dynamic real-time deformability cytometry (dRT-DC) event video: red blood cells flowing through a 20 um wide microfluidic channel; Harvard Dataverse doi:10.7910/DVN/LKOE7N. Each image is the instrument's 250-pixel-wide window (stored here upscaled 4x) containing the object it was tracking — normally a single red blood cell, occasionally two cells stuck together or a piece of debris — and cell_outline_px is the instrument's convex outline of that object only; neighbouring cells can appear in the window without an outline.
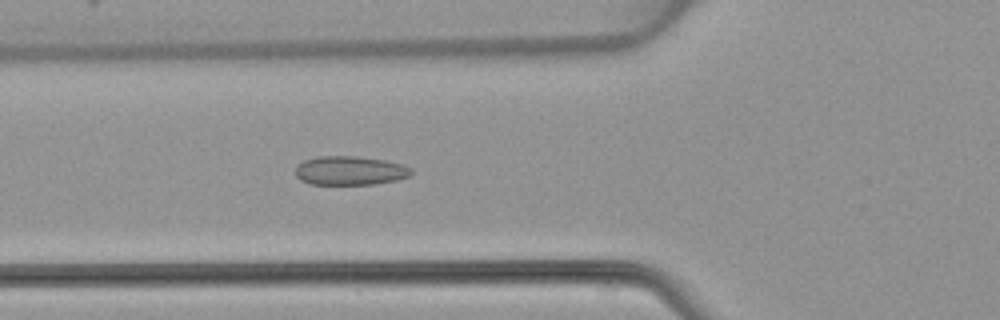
{"species": "common noctule bat (a hibernating species)", "species_latin": "Nyctalus noctula", "temperature_condition": "warm", "stored_images_in_passage": 49, "camera_frame_rate_fps": 3000, "um_per_image_px": 0.085, "animal": {"sex": "female", "body_mass_g": 22.7, "forearm_length_mm": 54.2}, "frame": {"image": 1, "passage_image": 18, "time_ms": 5.667, "image_size_px": [1000, 320], "cell_outline_px": [[412, 172], [408, 176], [396, 180], [376, 184], [308, 184], [300, 180], [296, 176], [296, 168], [304, 160], [316, 156], [356, 156], [384, 160], [404, 164], [412, 168]], "centroid_in_image_um": [29.75, 14.5], "position_along_channel_um": 96.0, "area_um2": 19.59}}
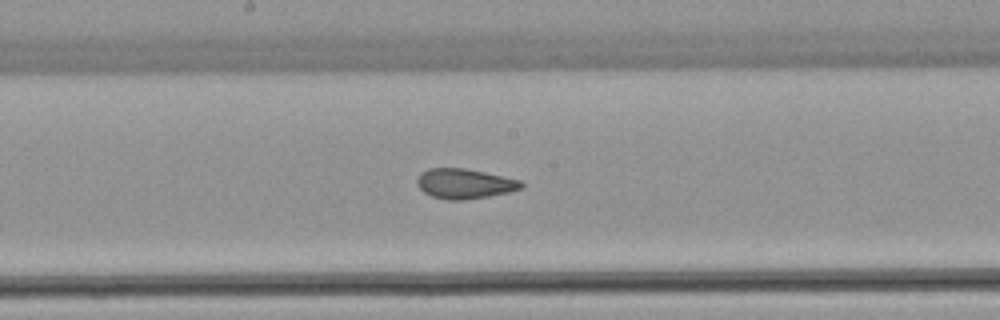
{"frame": {"image": 2, "passage_image": 26, "time_ms": 8.333, "image_size_px": [1000, 320], "cell_outline_px": [[524, 188], [508, 192], [488, 196], [464, 200], [448, 200], [432, 196], [424, 192], [416, 184], [416, 180], [420, 172], [428, 168], [464, 168], [504, 176], [520, 180], [524, 184]], "centroid_in_image_um": [39.48, 15.61], "position_along_channel_um": 208.7, "area_um2": 18.26}}
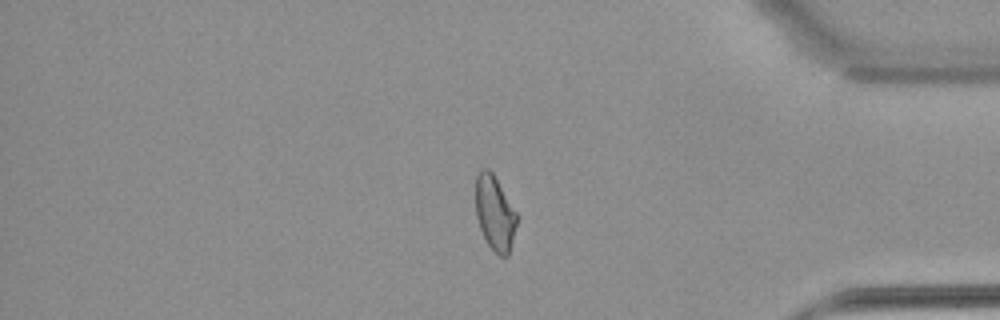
{"frame": {"image": 3, "passage_image": 41, "time_ms": 13.333, "image_size_px": [1000, 320], "cell_outline_px": [[520, 216], [508, 256], [500, 256], [488, 244], [480, 228], [476, 216], [476, 176], [480, 168], [488, 168], [492, 172]], "centroid_in_image_um": [42.09, 18.09], "position_along_channel_um": 393.1, "area_um2": 18.15}}